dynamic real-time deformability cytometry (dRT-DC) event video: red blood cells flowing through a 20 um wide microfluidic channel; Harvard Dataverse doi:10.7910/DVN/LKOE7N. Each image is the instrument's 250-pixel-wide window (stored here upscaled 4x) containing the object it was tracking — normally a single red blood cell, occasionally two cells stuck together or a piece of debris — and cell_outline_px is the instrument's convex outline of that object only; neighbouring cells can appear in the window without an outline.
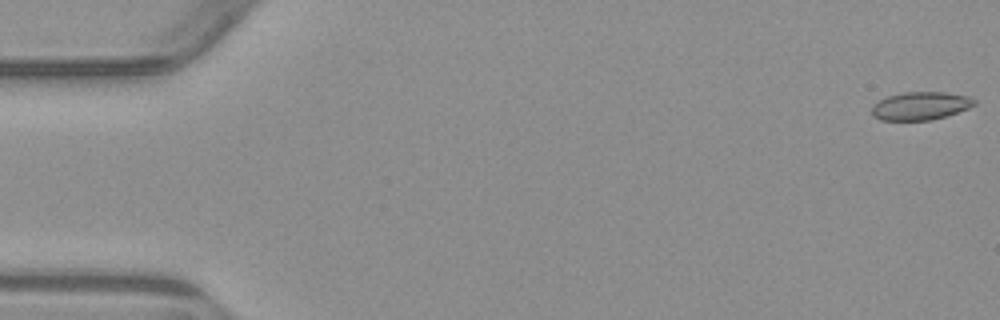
{"species": "common noctule bat (a hibernating species)", "species_latin": "Nyctalus noctula", "temperature_condition": "warm", "stored_images_in_passage": 5, "camera_frame_rate_fps": 3000, "um_per_image_px": 0.085, "animal": {"sex": "male", "body_mass_g": 23.1, "forearm_length_mm": 52.7}, "frame": {"image": 1, "passage_image": 1, "time_ms": 0.0, "image_size_px": [1000, 320], "cell_outline_px": [[976, 104], [968, 108], [932, 120], [880, 120], [872, 116], [872, 104], [888, 96], [904, 92], [944, 92], [968, 96], [976, 100]], "centroid_in_image_um": [78.22, 9.0], "position_along_channel_um": 6.8, "area_um2": 16.7}}
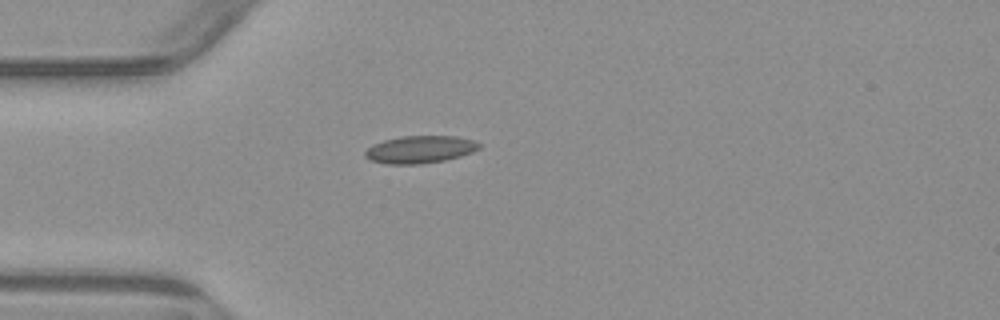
{"frame": {"image": 2, "passage_image": 5, "time_ms": 4.667, "image_size_px": [1000, 320], "cell_outline_px": [[480, 148], [472, 152], [460, 156], [444, 160], [420, 164], [388, 164], [372, 160], [364, 156], [364, 152], [372, 144], [384, 140], [400, 136], [456, 136], [472, 140], [480, 144]], "centroid_in_image_um": [35.68, 12.7], "position_along_channel_um": 49.3, "area_um2": 18.15}}